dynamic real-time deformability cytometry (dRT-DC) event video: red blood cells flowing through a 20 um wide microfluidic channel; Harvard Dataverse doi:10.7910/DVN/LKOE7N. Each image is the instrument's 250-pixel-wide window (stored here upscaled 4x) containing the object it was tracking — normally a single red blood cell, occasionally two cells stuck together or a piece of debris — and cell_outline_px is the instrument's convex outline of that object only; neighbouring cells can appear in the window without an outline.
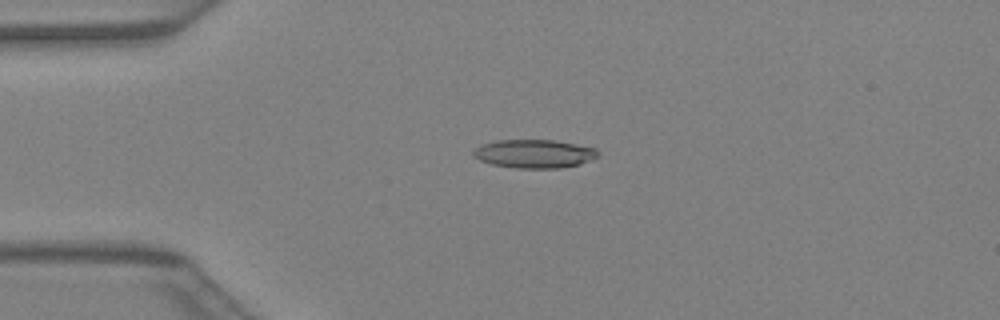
{"species": "Egyptian fruit bat (a non-hibernating species)", "species_latin": "Rousettus aegyptiacus", "temperature_condition": "warm", "stored_images_in_passage": 41, "camera_frame_rate_fps": 3000, "um_per_image_px": 0.085, "animal": {"sex": "female"}, "frame": {"image": 1, "passage_image": 10, "time_ms": 3.0, "image_size_px": [1000, 320], "cell_outline_px": [[600, 156], [592, 160], [580, 164], [560, 168], [516, 168], [492, 164], [480, 160], [472, 156], [472, 152], [480, 144], [496, 140], [556, 140], [596, 148]], "centroid_in_image_um": [45.42, 13.06], "position_along_channel_um": 39.6, "area_um2": 20.87}}
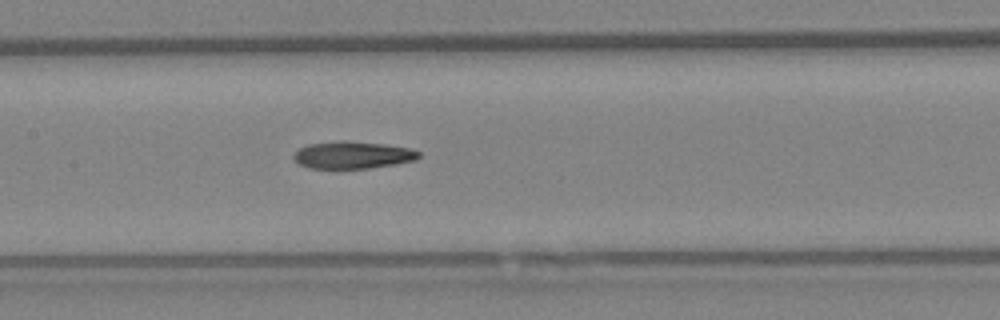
{"frame": {"image": 2, "passage_image": 20, "time_ms": 6.333, "image_size_px": [1000, 320], "cell_outline_px": [[420, 156], [416, 160], [396, 164], [368, 168], [308, 168], [300, 164], [292, 156], [300, 148], [308, 144], [340, 140], [348, 140], [384, 144], [408, 148], [420, 152]], "centroid_in_image_um": [29.98, 13.17], "position_along_channel_um": 177.4, "area_um2": 19.83}}
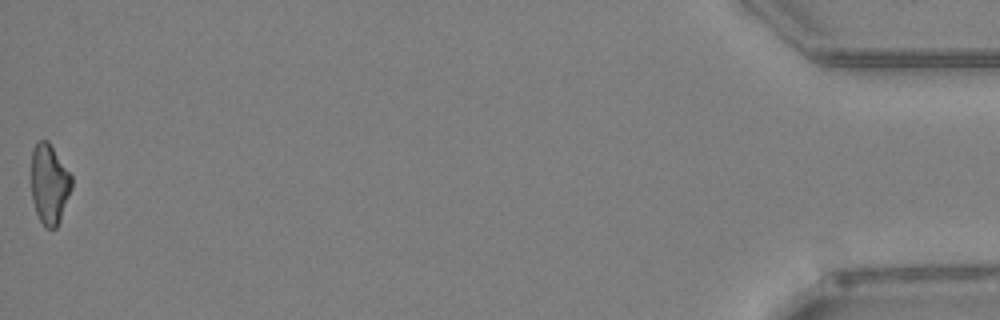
{"frame": {"image": 3, "passage_image": 41, "time_ms": 13.333, "image_size_px": [1000, 320], "cell_outline_px": [[72, 188], [60, 220], [56, 228], [44, 228], [36, 212], [32, 200], [32, 148], [36, 140], [48, 140], [72, 176]], "centroid_in_image_um": [4.19, 15.63], "position_along_channel_um": 431.0, "area_um2": 18.9}}